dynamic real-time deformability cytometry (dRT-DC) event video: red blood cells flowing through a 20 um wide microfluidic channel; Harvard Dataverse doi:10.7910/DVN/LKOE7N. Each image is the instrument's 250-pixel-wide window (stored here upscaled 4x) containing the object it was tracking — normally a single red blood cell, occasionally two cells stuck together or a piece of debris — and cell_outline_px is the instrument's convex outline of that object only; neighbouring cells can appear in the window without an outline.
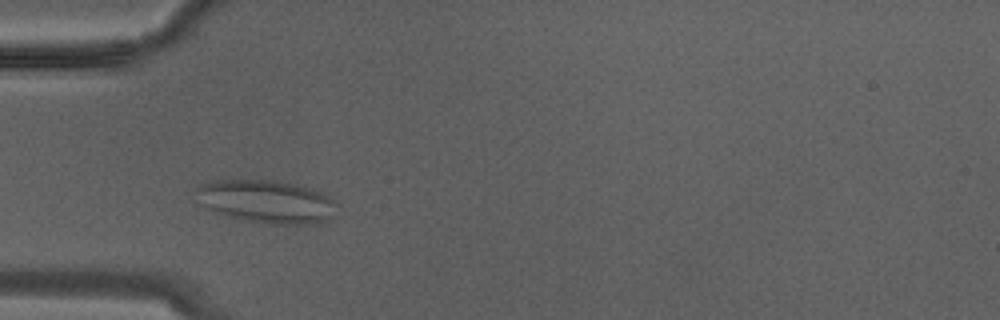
{"species": "Egyptian fruit bat (a non-hibernating species)", "species_latin": "Rousettus aegyptiacus", "temperature_condition": "warm", "stored_images_in_passage": 16, "camera_frame_rate_fps": 3000, "um_per_image_px": 0.085, "animal": {"sex": "male"}, "frame": {"image": 1, "passage_image": 5, "time_ms": 1.333, "image_size_px": [1000, 320], "cell_outline_px": [[336, 204], [332, 216], [328, 220], [320, 224], [268, 224], [244, 220], [228, 216], [204, 208], [200, 204], [200, 184], [212, 180], [272, 180], [312, 188], [332, 196], [336, 200]], "centroid_in_image_um": [22.72, 17.14], "position_along_channel_um": 62.3, "area_um2": 35.32}}